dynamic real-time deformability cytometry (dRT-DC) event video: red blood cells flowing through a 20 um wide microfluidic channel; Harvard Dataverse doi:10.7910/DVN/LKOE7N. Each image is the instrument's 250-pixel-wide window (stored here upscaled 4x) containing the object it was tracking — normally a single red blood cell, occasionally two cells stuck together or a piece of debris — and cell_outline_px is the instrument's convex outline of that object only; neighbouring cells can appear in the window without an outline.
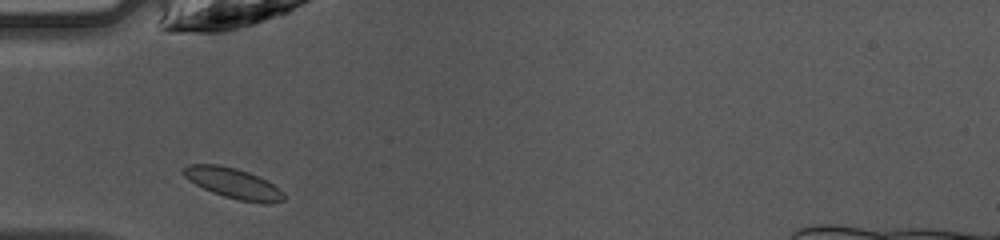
{"species": "common noctule bat (a hibernating species)", "species_latin": "Nyctalus noctula", "temperature_condition": "warm", "stored_images_in_passage": 27, "camera_frame_rate_fps": 3000, "um_per_image_px": 0.085, "animal": {"sex": "female", "body_mass_g": 10.0, "forearm_length_mm": 53.1}, "frame": {"image": 1, "passage_image": 1, "time_ms": 0.0, "image_size_px": [1000, 240], "cell_outline_px": [[284, 200], [268, 204], [240, 200], [224, 196], [212, 192], [188, 180], [184, 176], [184, 168], [188, 164], [220, 164], [236, 168], [248, 172], [268, 180], [280, 188], [284, 192]], "centroid_in_image_um": [19.87, 15.57], "position_along_channel_um": 65.1, "area_um2": 17.8}}
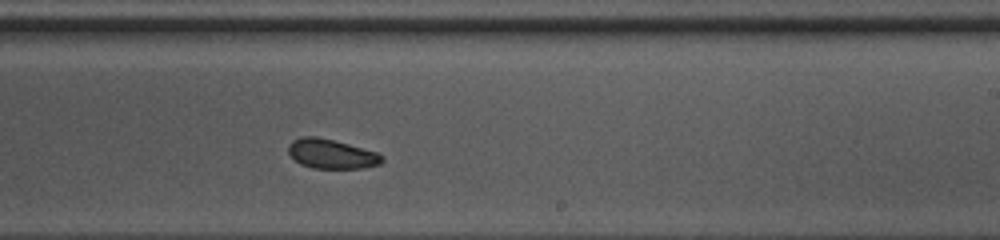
{"frame": {"image": 2, "passage_image": 15, "time_ms": 4.667, "image_size_px": [1000, 240], "cell_outline_px": [[384, 160], [380, 164], [364, 168], [312, 168], [300, 164], [288, 152], [288, 144], [292, 140], [300, 136], [316, 136], [348, 144], [376, 152], [384, 156]], "centroid_in_image_um": [28.16, 13.08], "position_along_channel_um": 260.8, "area_um2": 16.07}}
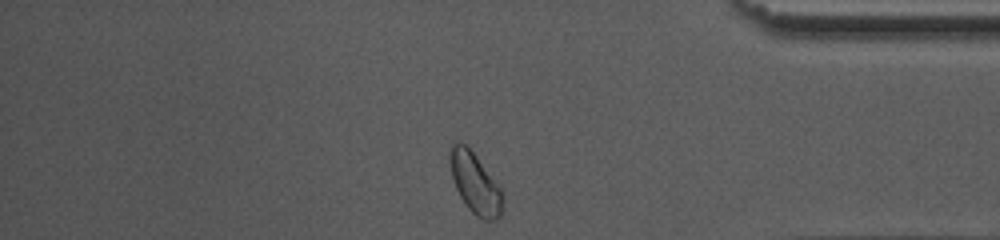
{"frame": {"image": 3, "passage_image": 26, "time_ms": 8.333, "image_size_px": [1000, 240], "cell_outline_px": [[504, 200], [500, 216], [496, 220], [484, 220], [476, 216], [468, 208], [460, 196], [456, 188], [452, 176], [448, 156], [452, 144], [456, 140], [464, 144], [476, 156], [500, 188], [504, 196]], "centroid_in_image_um": [40.38, 15.59], "position_along_channel_um": 394.8, "area_um2": 18.5}, "authors_computed_cell_mechanics": {"area_um2": 16.5308, "velocity_mm_per_s": 4.2136, "shape_relaxation_time_tau1_ms": 2.3691, "shape_relaxation_time_tau2_ms": 6.8114, "deformation_change_tau1": 0.076, "deformation_change_tau2": 0.0608}}